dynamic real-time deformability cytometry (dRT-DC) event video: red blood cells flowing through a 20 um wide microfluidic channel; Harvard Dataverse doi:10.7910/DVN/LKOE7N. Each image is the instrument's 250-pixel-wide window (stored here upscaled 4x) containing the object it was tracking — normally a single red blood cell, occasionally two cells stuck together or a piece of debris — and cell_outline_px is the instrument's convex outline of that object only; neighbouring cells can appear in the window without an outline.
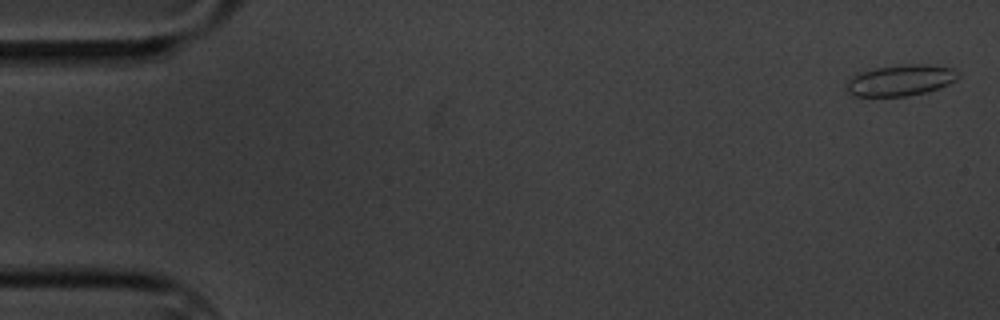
{"species": "common noctule bat (a hibernating species)", "species_latin": "Nyctalus noctula", "temperature_condition": "cold", "stored_images_in_passage": 5, "camera_frame_rate_fps": 3000, "um_per_image_px": 0.085, "animal": {"sex": "male", "body_mass_g": 20.1, "forearm_length_mm": 53.5}, "frame": {"image": 1, "passage_image": 1, "time_ms": 0.0, "image_size_px": [1000, 320], "cell_outline_px": [[960, 76], [956, 80], [948, 84], [928, 92], [908, 96], [852, 96], [848, 92], [848, 80], [860, 68], [904, 64], [928, 64], [952, 68], [960, 72]], "centroid_in_image_um": [76.52, 6.79], "position_along_channel_um": 8.5, "area_um2": 20.87}}